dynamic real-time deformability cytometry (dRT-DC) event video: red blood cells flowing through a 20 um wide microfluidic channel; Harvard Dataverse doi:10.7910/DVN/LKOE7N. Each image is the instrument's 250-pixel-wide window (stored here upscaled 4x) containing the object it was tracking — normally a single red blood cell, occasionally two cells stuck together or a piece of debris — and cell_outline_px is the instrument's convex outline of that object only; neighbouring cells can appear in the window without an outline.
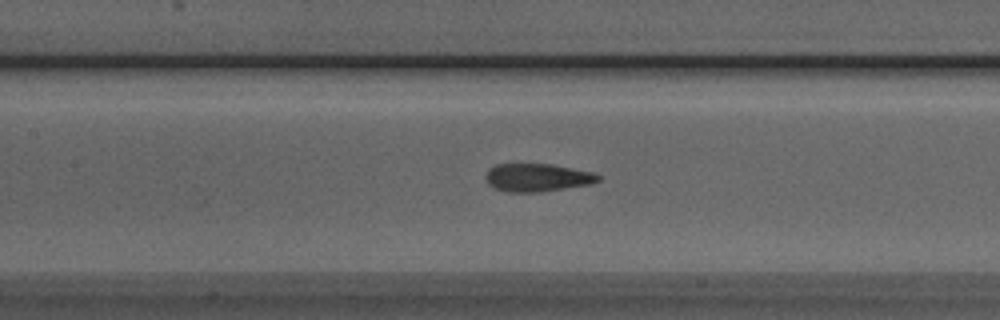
{"species": "Egyptian fruit bat (a non-hibernating species)", "species_latin": "Rousettus aegyptiacus", "temperature_condition": "room temperature", "stored_images_in_passage": 39, "camera_frame_rate_fps": 3000, "um_per_image_px": 0.085, "animal": {"sex": "male"}, "frame": {"image": 1, "passage_image": 10, "time_ms": 3.0, "image_size_px": [1000, 320], "cell_outline_px": [[600, 180], [592, 184], [540, 192], [508, 192], [492, 188], [488, 184], [484, 176], [488, 168], [496, 164], [552, 164], [592, 172], [600, 176]], "centroid_in_image_um": [45.63, 15.09], "position_along_channel_um": 161.8, "area_um2": 18.55}}
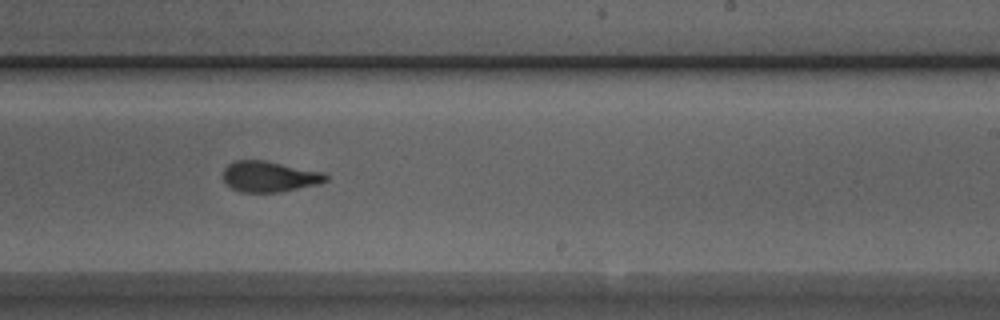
{"frame": {"image": 2, "passage_image": 18, "time_ms": 5.667, "image_size_px": [1000, 320], "cell_outline_px": [[328, 180], [320, 184], [280, 192], [240, 192], [232, 188], [224, 180], [224, 168], [228, 164], [236, 160], [264, 160], [324, 172], [328, 176]], "centroid_in_image_um": [22.93, 15.01], "position_along_channel_um": 266.1, "area_um2": 18.44}}
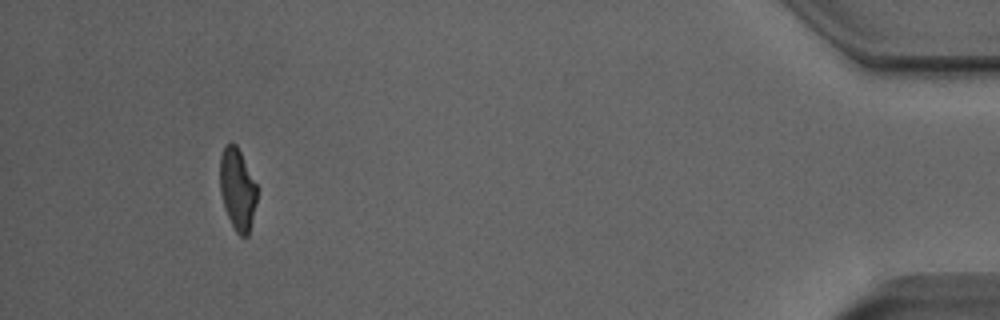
{"frame": {"image": 3, "passage_image": 35, "time_ms": 11.333, "image_size_px": [1000, 320], "cell_outline_px": [[256, 200], [248, 236], [240, 236], [236, 232], [228, 216], [220, 192], [220, 156], [224, 144], [232, 140], [236, 144], [256, 184]], "centroid_in_image_um": [20.15, 16.02], "position_along_channel_um": 415.0, "area_um2": 17.4}, "authors_computed_cell_mechanics": {"area_um2": 18.8428, "velocity_mm_per_s": 3.9353, "shape_relaxation_time_tau1_ms": 8.5095, "shape_relaxation_time_tau2_ms": 1.0642, "deformation_change_tau1": 0.2113, "deformation_change_tau2": 0.0753}}